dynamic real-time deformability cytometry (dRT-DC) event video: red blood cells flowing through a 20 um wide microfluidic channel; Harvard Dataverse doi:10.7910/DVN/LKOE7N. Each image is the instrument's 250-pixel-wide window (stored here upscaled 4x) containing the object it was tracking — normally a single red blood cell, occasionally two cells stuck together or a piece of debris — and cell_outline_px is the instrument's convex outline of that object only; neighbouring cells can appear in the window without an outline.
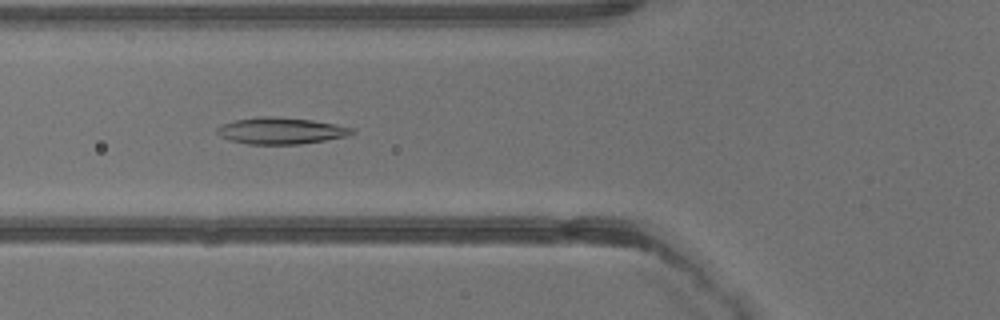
{"species": "common noctule bat (a hibernating species)", "species_latin": "Nyctalus noctula", "temperature_condition": "warm", "stored_images_in_passage": 40, "camera_frame_rate_fps": 3000, "um_per_image_px": 0.085, "animal": {"sex": "male", "body_mass_g": 13.3}, "frame": {"image": 1, "passage_image": 15, "time_ms": 4.667, "image_size_px": [1000, 320], "cell_outline_px": [[356, 132], [348, 136], [300, 144], [248, 144], [228, 140], [220, 136], [216, 132], [216, 128], [220, 124], [236, 120], [260, 116], [276, 116], [312, 120], [336, 124], [356, 128]], "centroid_in_image_um": [23.88, 11.11], "position_along_channel_um": 101.9, "area_um2": 21.1}}
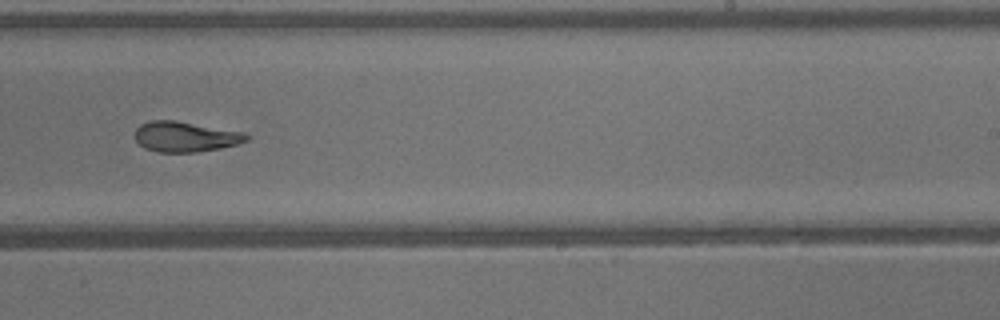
{"frame": {"image": 2, "passage_image": 25, "time_ms": 8.0, "image_size_px": [1000, 320], "cell_outline_px": [[248, 140], [236, 144], [220, 148], [196, 152], [156, 152], [144, 148], [136, 140], [136, 128], [140, 124], [152, 120], [176, 120], [244, 132], [248, 136]], "centroid_in_image_um": [15.74, 11.61], "position_along_channel_um": 273.3, "area_um2": 19.65}}
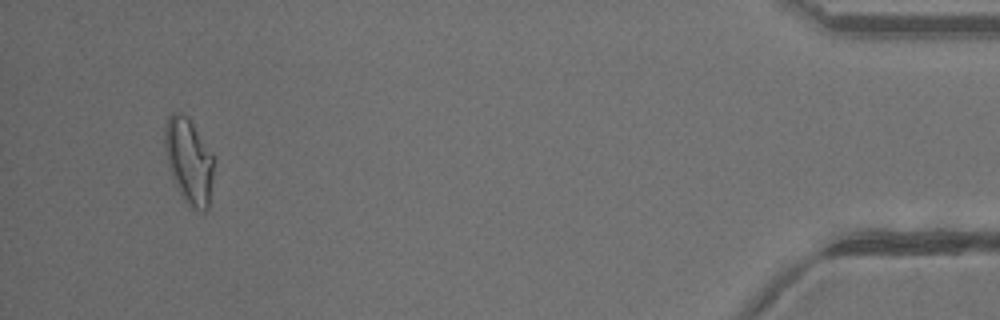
{"frame": {"image": 3, "passage_image": 38, "time_ms": 12.333, "image_size_px": [1000, 320], "cell_outline_px": [[216, 160], [208, 208], [204, 212], [188, 204], [184, 200], [168, 168], [164, 148], [164, 124], [168, 116], [172, 112], [180, 112], [188, 116], [216, 156]], "centroid_in_image_um": [16.08, 13.61], "position_along_channel_um": 419.1, "area_um2": 25.09}}